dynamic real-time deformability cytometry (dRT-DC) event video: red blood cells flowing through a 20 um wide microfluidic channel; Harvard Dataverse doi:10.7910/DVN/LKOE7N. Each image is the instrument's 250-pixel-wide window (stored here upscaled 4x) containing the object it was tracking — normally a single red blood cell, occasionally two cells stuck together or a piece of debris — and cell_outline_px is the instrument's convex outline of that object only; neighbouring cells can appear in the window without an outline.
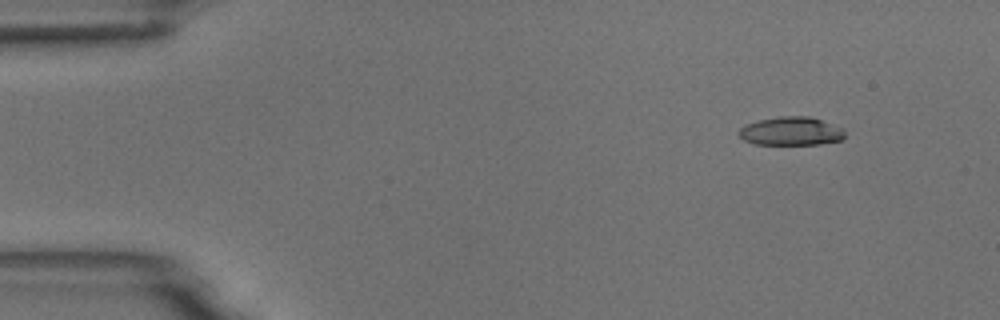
{"species": "common noctule bat (a hibernating species)", "species_latin": "Nyctalus noctula", "temperature_condition": "room temperature", "stored_images_in_passage": 50, "camera_frame_rate_fps": 3000, "um_per_image_px": 0.085, "animal": {"sex": "male", "body_mass_g": 18.8}, "frame": {"image": 1, "passage_image": 1, "time_ms": 0.0, "image_size_px": [1000, 320], "cell_outline_px": [[844, 136], [840, 140], [820, 144], [756, 144], [744, 140], [736, 132], [740, 128], [748, 124], [760, 120], [780, 116], [808, 116], [844, 128]], "centroid_in_image_um": [67.23, 11.15], "position_along_channel_um": 17.8, "area_um2": 17.4}}
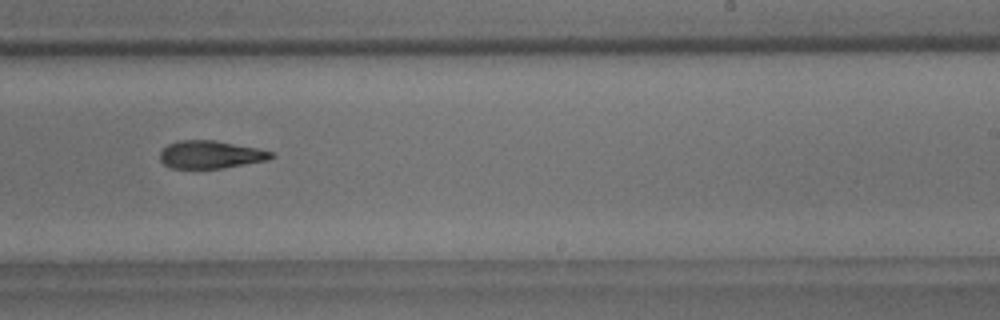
{"frame": {"image": 2, "passage_image": 29, "time_ms": 9.333, "image_size_px": [1000, 320], "cell_outline_px": [[276, 156], [268, 160], [224, 168], [172, 168], [164, 164], [160, 160], [160, 152], [168, 144], [176, 140], [212, 140], [256, 148], [272, 152]], "centroid_in_image_um": [17.88, 13.14], "position_along_channel_um": 271.1, "area_um2": 17.92}}
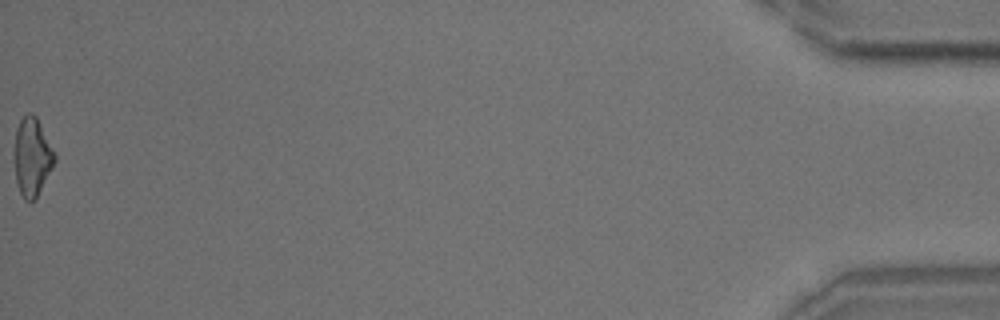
{"frame": {"image": 3, "passage_image": 50, "time_ms": 16.333, "image_size_px": [1000, 320], "cell_outline_px": [[56, 160], [36, 200], [24, 200], [20, 192], [16, 180], [12, 156], [16, 128], [20, 120], [28, 112], [32, 112], [36, 116], [56, 152]], "centroid_in_image_um": [2.72, 13.32], "position_along_channel_um": 432.5, "area_um2": 18.96}, "authors_computed_cell_mechanics": {"area_um2": 18.7272, "velocity_mm_per_s": 3.7293, "shape_relaxation_time_tau1_ms": 6.1262, "shape_relaxation_time_tau2_ms": 8.6176, "deformation_change_tau1": 0.1578, "deformation_change_tau2": 0.219}}